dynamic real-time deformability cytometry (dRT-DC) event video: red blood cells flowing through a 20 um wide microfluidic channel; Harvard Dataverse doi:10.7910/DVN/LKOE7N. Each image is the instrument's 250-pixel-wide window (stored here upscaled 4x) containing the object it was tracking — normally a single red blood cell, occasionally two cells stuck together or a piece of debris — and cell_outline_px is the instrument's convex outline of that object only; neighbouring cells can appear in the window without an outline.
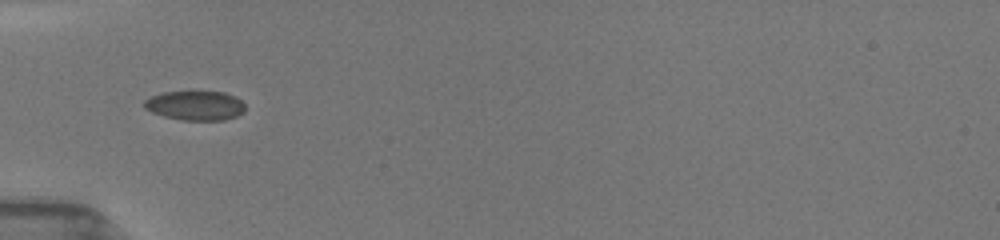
{"species": "common noctule bat (a hibernating species)", "species_latin": "Nyctalus noctula", "temperature_condition": "room temperature", "stored_images_in_passage": 9, "camera_frame_rate_fps": 3000, "um_per_image_px": 0.085, "animal": {"sex": "female", "body_mass_g": 19.5, "forearm_length_mm": 54.1}, "frame": {"image": 1, "passage_image": 2, "time_ms": 0.667, "image_size_px": [1000, 240], "cell_outline_px": [[244, 112], [236, 116], [224, 120], [184, 120], [164, 116], [152, 112], [144, 108], [144, 100], [152, 96], [164, 92], [224, 92], [236, 96], [244, 104]], "centroid_in_image_um": [16.61, 8.97], "position_along_channel_um": 68.4, "area_um2": 17.17}}
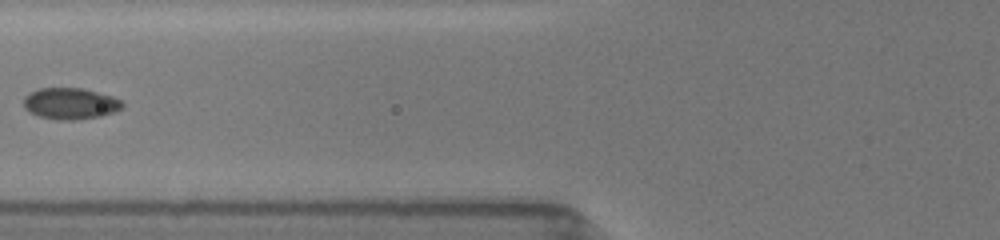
{"frame": {"image": 2, "passage_image": 4, "time_ms": 2.0, "image_size_px": [1000, 240], "cell_outline_px": [[124, 104], [120, 108], [112, 112], [100, 116], [72, 120], [56, 120], [40, 116], [28, 112], [24, 108], [24, 96], [28, 92], [40, 88], [84, 88], [112, 96], [120, 100]], "centroid_in_image_um": [5.93, 8.79], "position_along_channel_um": 119.9, "area_um2": 18.03}}
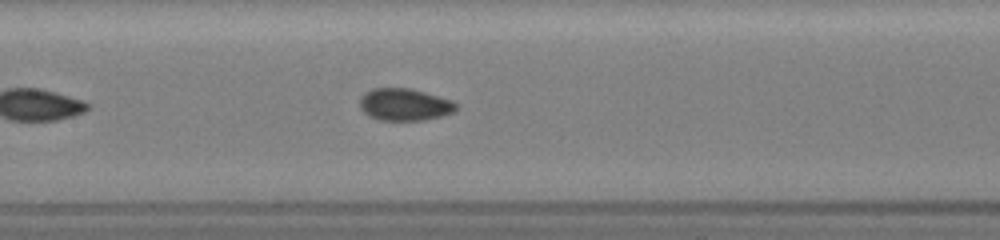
{"frame": {"image": 3, "passage_image": 6, "time_ms": 3.333, "image_size_px": [1000, 240], "cell_outline_px": [[456, 112], [424, 120], [380, 120], [368, 116], [360, 108], [360, 96], [364, 92], [372, 88], [412, 88], [452, 100], [456, 104]], "centroid_in_image_um": [34.37, 8.88], "position_along_channel_um": 173.0, "area_um2": 18.21}}